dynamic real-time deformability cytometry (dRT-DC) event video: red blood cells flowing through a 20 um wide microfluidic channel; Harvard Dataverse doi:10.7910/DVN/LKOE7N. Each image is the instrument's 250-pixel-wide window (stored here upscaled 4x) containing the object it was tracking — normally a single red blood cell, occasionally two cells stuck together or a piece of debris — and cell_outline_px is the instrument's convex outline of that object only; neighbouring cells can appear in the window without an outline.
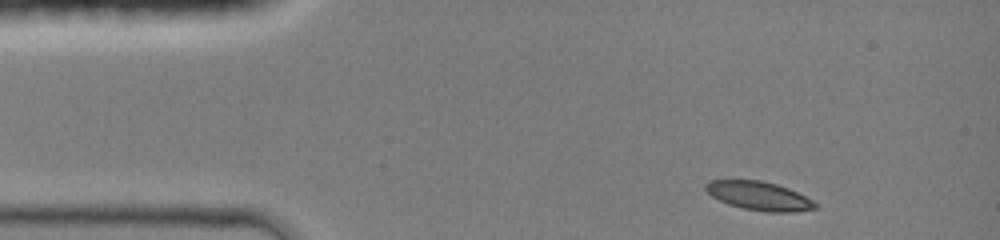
{"species": "common noctule bat (a hibernating species)", "species_latin": "Nyctalus noctula", "temperature_condition": "room temperature", "stored_images_in_passage": 5, "camera_frame_rate_fps": 3000, "um_per_image_px": 0.085, "animal": {"sex": "female", "body_mass_g": 19.0, "forearm_length_mm": 51.5}, "frame": {"image": 1, "passage_image": 1, "time_ms": 0.0, "image_size_px": [1000, 240], "cell_outline_px": [[816, 208], [792, 212], [764, 212], [744, 208], [728, 204], [712, 196], [704, 188], [704, 184], [708, 180], [760, 180], [776, 184], [788, 188], [812, 200], [816, 204]], "centroid_in_image_um": [64.48, 16.64], "position_along_channel_um": 20.5, "area_um2": 18.15}}
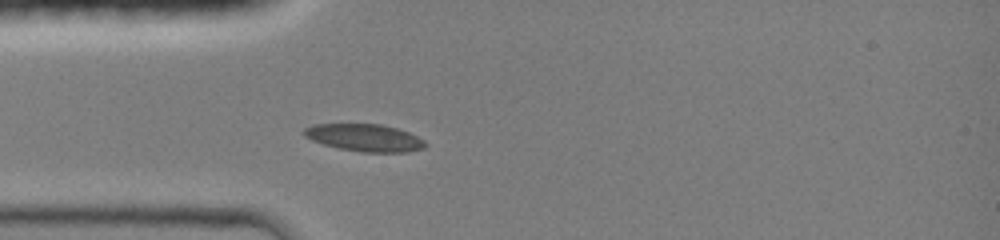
{"frame": {"image": 2, "passage_image": 5, "time_ms": 2.333, "image_size_px": [1000, 240], "cell_outline_px": [[428, 144], [424, 148], [408, 152], [360, 152], [340, 148], [324, 144], [312, 140], [304, 136], [300, 132], [304, 128], [312, 124], [380, 124], [396, 128], [408, 132], [424, 140]], "centroid_in_image_um": [30.97, 11.7], "position_along_channel_um": 54.0, "area_um2": 19.36}}